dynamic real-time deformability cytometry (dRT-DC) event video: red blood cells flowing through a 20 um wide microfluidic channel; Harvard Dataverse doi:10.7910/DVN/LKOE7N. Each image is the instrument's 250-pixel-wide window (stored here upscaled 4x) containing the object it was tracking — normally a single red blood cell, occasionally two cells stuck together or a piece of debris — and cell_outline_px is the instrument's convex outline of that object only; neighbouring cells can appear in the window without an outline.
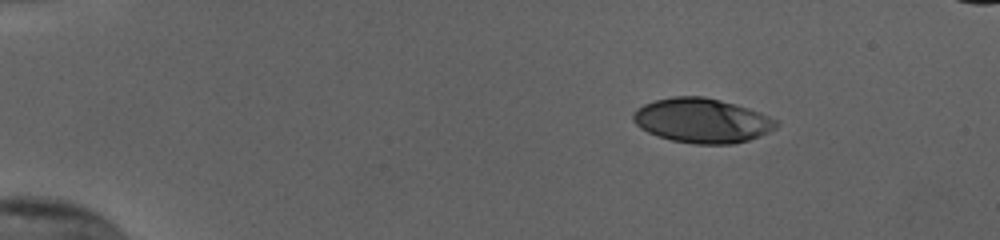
{"species": "human", "species_latin": "Homo sapiens", "temperature_condition": "cold", "stored_images_in_passage": 11, "camera_frame_rate_fps": 3000, "um_per_image_px": 0.085, "donor": {"sex": "female"}, "frame": {"image": 1, "passage_image": 1, "time_ms": 0.0, "image_size_px": [1000, 240], "cell_outline_px": [[780, 124], [776, 128], [760, 136], [748, 140], [732, 144], [696, 144], [672, 140], [656, 136], [640, 128], [632, 120], [632, 116], [636, 108], [644, 104], [656, 100], [672, 96], [704, 96], [736, 104], [748, 108], [780, 120]], "centroid_in_image_um": [59.68, 10.25], "position_along_channel_um": 25.3, "area_um2": 37.34}}